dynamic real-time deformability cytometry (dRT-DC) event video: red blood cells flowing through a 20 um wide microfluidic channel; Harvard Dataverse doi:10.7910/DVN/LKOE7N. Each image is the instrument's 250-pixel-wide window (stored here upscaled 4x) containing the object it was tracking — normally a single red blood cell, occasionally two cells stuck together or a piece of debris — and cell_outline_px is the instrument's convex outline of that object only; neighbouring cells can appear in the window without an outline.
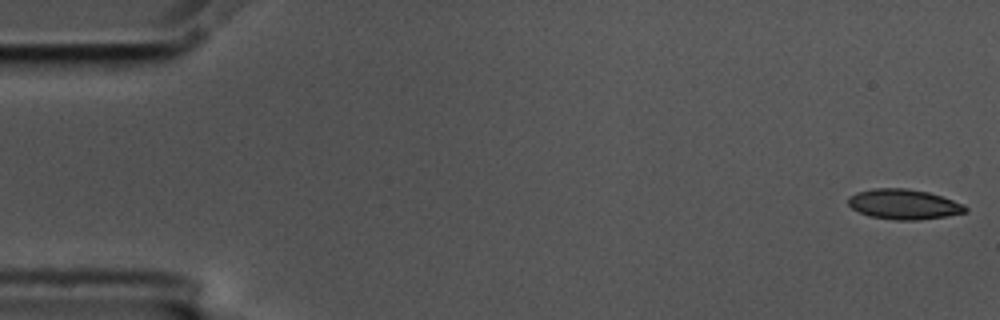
{"species": "common noctule bat (a hibernating species)", "species_latin": "Nyctalus noctula", "temperature_condition": "cold", "stored_images_in_passage": 9, "camera_frame_rate_fps": 3000, "um_per_image_px": 0.085, "animal": {"sex": "male", "body_mass_g": 17.5, "forearm_length_mm": 52.3}, "frame": {"image": 1, "passage_image": 1, "time_ms": 0.0, "image_size_px": [1000, 320], "cell_outline_px": [[968, 212], [944, 216], [916, 220], [896, 220], [868, 216], [852, 208], [848, 204], [848, 196], [856, 192], [872, 188], [908, 188], [928, 192], [964, 204], [968, 208]], "centroid_in_image_um": [76.8, 17.35], "position_along_channel_um": 8.2, "area_um2": 20.58}}